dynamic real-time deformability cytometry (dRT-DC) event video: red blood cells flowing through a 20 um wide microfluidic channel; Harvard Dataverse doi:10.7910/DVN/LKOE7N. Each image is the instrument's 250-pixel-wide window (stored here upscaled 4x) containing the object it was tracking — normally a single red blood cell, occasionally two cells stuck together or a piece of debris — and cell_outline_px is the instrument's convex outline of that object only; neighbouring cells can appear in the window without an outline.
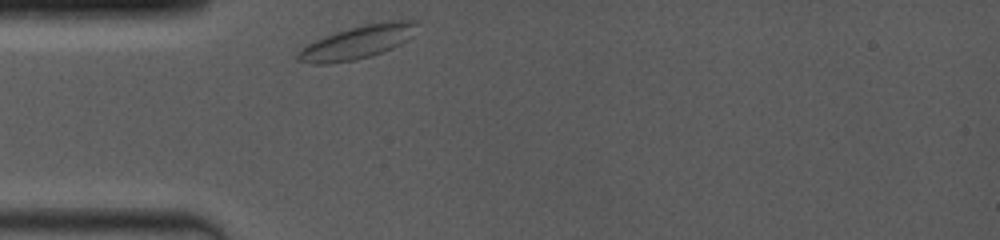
{"species": "common noctule bat (a hibernating species)", "species_latin": "Nyctalus noctula", "temperature_condition": "room temperature", "stored_images_in_passage": 46, "camera_frame_rate_fps": 4000, "um_per_image_px": 0.085, "animal": {"sex": "female", "body_mass_g": 19.0, "forearm_length_mm": 53.3}, "frame": {"image": 1, "passage_image": 1, "time_ms": 0.0, "image_size_px": [1000, 240], "cell_outline_px": [[420, 20], [404, 40], [400, 44], [392, 48], [372, 56], [356, 60], [328, 64], [312, 64], [296, 60], [296, 52], [300, 48], [324, 36], [348, 28], [368, 24], [392, 20]], "centroid_in_image_um": [30.29, 3.61], "position_along_channel_um": 54.7, "area_um2": 22.77}}
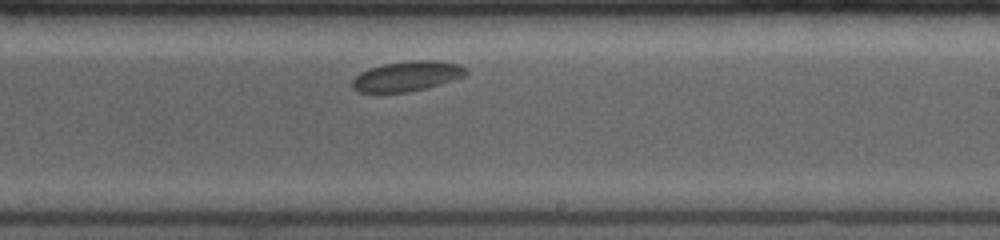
{"frame": {"image": 2, "passage_image": 29, "time_ms": 5.5, "image_size_px": [1000, 240], "cell_outline_px": [[468, 72], [464, 76], [440, 84], [408, 92], [360, 92], [352, 88], [352, 80], [360, 72], [368, 68], [384, 64], [412, 60], [436, 60], [460, 64]], "centroid_in_image_um": [34.58, 6.46], "position_along_channel_um": 254.4, "area_um2": 19.77}}
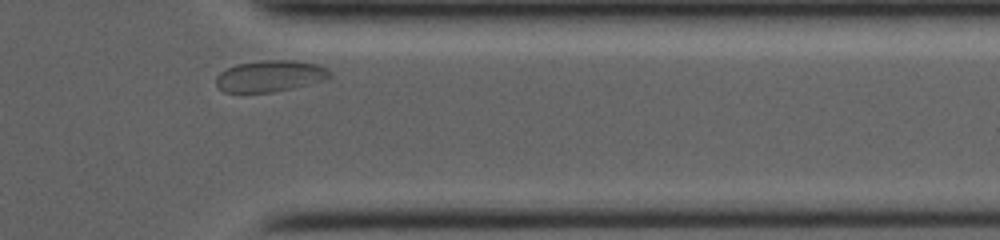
{"frame": {"image": 3, "passage_image": 42, "time_ms": 9.0, "image_size_px": [1000, 240], "cell_outline_px": [[332, 76], [328, 80], [292, 88], [272, 92], [224, 92], [216, 84], [216, 76], [220, 72], [236, 64], [264, 60], [292, 60], [316, 64], [324, 68]], "centroid_in_image_um": [22.95, 6.47], "position_along_channel_um": 388.4, "area_um2": 20.69}, "authors_computed_cell_mechanics": {"area_um2": 20.2878, "velocity_mm_per_s": 3.764, "shape_relaxation_time_tau1_ms": 4.5953, "shape_relaxation_time_tau2_ms": null, "deformation_change_tau1": 0.0899, "deformation_change_tau2": null}}